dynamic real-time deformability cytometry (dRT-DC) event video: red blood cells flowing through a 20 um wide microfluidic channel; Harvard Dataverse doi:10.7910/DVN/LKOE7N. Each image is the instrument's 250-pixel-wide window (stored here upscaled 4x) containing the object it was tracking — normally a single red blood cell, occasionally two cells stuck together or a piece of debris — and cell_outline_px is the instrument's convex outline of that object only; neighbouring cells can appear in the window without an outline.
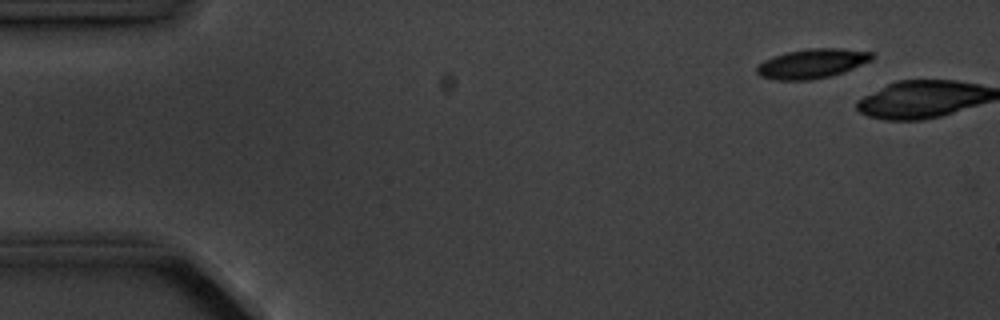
{"species": "common noctule bat (a hibernating species)", "species_latin": "Nyctalus noctula", "temperature_condition": "cold", "stored_images_in_passage": 2, "camera_frame_rate_fps": 3000, "um_per_image_px": 0.085, "animal": {"sex": "male", "body_mass_g": 20.1, "forearm_length_mm": 53.5}, "frame": {"image": 1, "passage_image": 1, "time_ms": 0.0, "image_size_px": [1000, 320], "cell_outline_px": [[872, 60], [844, 72], [812, 80], [776, 80], [760, 76], [756, 72], [756, 64], [764, 60], [788, 52], [804, 48], [840, 48], [872, 52]], "centroid_in_image_um": [69.0, 5.4], "position_along_channel_um": 16.0, "area_um2": 19.77}}